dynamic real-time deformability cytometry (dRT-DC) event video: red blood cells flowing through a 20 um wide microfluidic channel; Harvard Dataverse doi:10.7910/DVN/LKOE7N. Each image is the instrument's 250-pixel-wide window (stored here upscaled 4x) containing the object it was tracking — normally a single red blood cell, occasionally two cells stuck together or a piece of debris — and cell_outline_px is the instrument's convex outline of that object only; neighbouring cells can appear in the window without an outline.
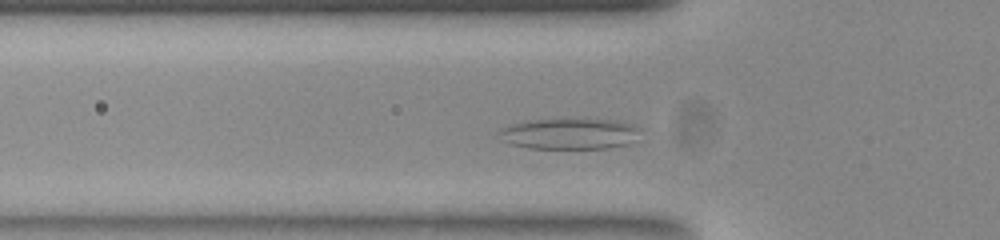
{"species": "common noctule bat (a hibernating species)", "species_latin": "Nyctalus noctula", "temperature_condition": "room temperature", "stored_images_in_passage": 42, "camera_frame_rate_fps": 3000, "um_per_image_px": 0.085, "animal": {"sex": "female", "body_mass_g": 23.0, "forearm_length_mm": 53.4}, "frame": {"image": 1, "passage_image": 16, "time_ms": 5.0, "image_size_px": [1000, 240], "cell_outline_px": [[632, 128], [624, 144], [604, 148], [532, 148], [516, 144], [508, 128], [520, 124], [536, 120], [564, 116], [588, 116], [620, 124]], "centroid_in_image_um": [48.45, 11.32], "position_along_channel_um": 77.3, "area_um2": 23.0}}
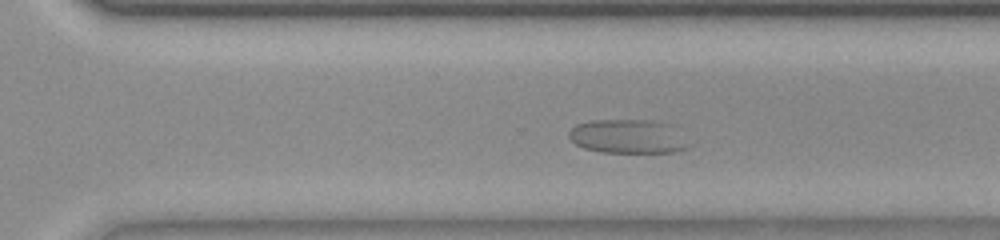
{"frame": {"image": 2, "passage_image": 36, "time_ms": 11.667, "image_size_px": [1000, 240], "cell_outline_px": [[684, 148], [672, 152], [604, 152], [588, 148], [576, 144], [568, 136], [568, 132], [576, 124], [592, 120], [644, 120], [660, 124]], "centroid_in_image_um": [53.02, 11.6], "position_along_channel_um": 317.6, "area_um2": 21.5}}
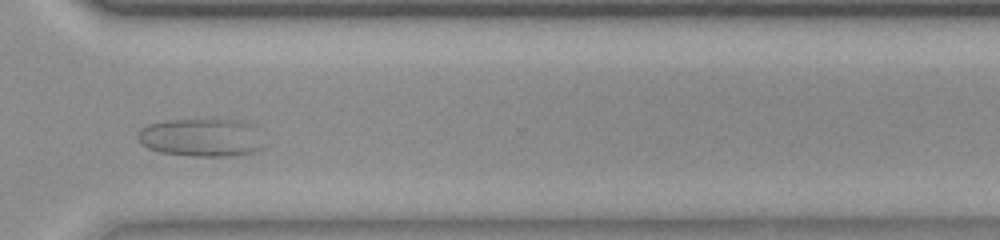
{"frame": {"image": 3, "passage_image": 39, "time_ms": 12.667, "image_size_px": [1000, 240], "cell_outline_px": [[248, 152], [224, 156], [192, 156], [164, 152], [152, 148], [144, 144], [140, 140], [140, 132], [144, 128], [152, 124], [168, 120], [220, 120], [240, 124], [248, 148]], "centroid_in_image_um": [16.63, 11.71], "position_along_channel_um": 354.0, "area_um2": 23.76}}